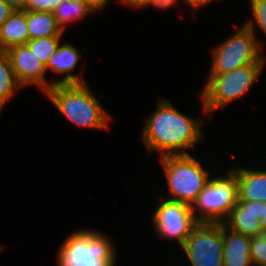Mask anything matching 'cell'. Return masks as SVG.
<instances>
[{
  "instance_id": "obj_10",
  "label": "cell",
  "mask_w": 266,
  "mask_h": 266,
  "mask_svg": "<svg viewBox=\"0 0 266 266\" xmlns=\"http://www.w3.org/2000/svg\"><path fill=\"white\" fill-rule=\"evenodd\" d=\"M5 52L10 58L17 81L23 88L36 85L46 93L54 85L45 79L46 65L26 44L11 47Z\"/></svg>"
},
{
  "instance_id": "obj_2",
  "label": "cell",
  "mask_w": 266,
  "mask_h": 266,
  "mask_svg": "<svg viewBox=\"0 0 266 266\" xmlns=\"http://www.w3.org/2000/svg\"><path fill=\"white\" fill-rule=\"evenodd\" d=\"M45 94L72 124L92 129H108L111 118L87 83L56 84Z\"/></svg>"
},
{
  "instance_id": "obj_7",
  "label": "cell",
  "mask_w": 266,
  "mask_h": 266,
  "mask_svg": "<svg viewBox=\"0 0 266 266\" xmlns=\"http://www.w3.org/2000/svg\"><path fill=\"white\" fill-rule=\"evenodd\" d=\"M226 175L212 176L192 204L191 210L198 223H223L237 204V177L230 170Z\"/></svg>"
},
{
  "instance_id": "obj_5",
  "label": "cell",
  "mask_w": 266,
  "mask_h": 266,
  "mask_svg": "<svg viewBox=\"0 0 266 266\" xmlns=\"http://www.w3.org/2000/svg\"><path fill=\"white\" fill-rule=\"evenodd\" d=\"M264 66L265 63H251L226 74H209L200 94L204 113H209L208 120L212 118L211 111L228 105L248 92L260 77Z\"/></svg>"
},
{
  "instance_id": "obj_26",
  "label": "cell",
  "mask_w": 266,
  "mask_h": 266,
  "mask_svg": "<svg viewBox=\"0 0 266 266\" xmlns=\"http://www.w3.org/2000/svg\"><path fill=\"white\" fill-rule=\"evenodd\" d=\"M183 1L187 3L190 7H192L194 10H196L197 8L199 9L201 6H204L214 0H183Z\"/></svg>"
},
{
  "instance_id": "obj_18",
  "label": "cell",
  "mask_w": 266,
  "mask_h": 266,
  "mask_svg": "<svg viewBox=\"0 0 266 266\" xmlns=\"http://www.w3.org/2000/svg\"><path fill=\"white\" fill-rule=\"evenodd\" d=\"M22 86L17 81L10 58L5 51H0V109L10 101L16 90Z\"/></svg>"
},
{
  "instance_id": "obj_8",
  "label": "cell",
  "mask_w": 266,
  "mask_h": 266,
  "mask_svg": "<svg viewBox=\"0 0 266 266\" xmlns=\"http://www.w3.org/2000/svg\"><path fill=\"white\" fill-rule=\"evenodd\" d=\"M181 248L192 266H223L222 223H198Z\"/></svg>"
},
{
  "instance_id": "obj_28",
  "label": "cell",
  "mask_w": 266,
  "mask_h": 266,
  "mask_svg": "<svg viewBox=\"0 0 266 266\" xmlns=\"http://www.w3.org/2000/svg\"><path fill=\"white\" fill-rule=\"evenodd\" d=\"M88 1L92 6H94L98 11L104 9L106 5H108L109 0H86Z\"/></svg>"
},
{
  "instance_id": "obj_19",
  "label": "cell",
  "mask_w": 266,
  "mask_h": 266,
  "mask_svg": "<svg viewBox=\"0 0 266 266\" xmlns=\"http://www.w3.org/2000/svg\"><path fill=\"white\" fill-rule=\"evenodd\" d=\"M62 36H49L29 40L26 45L43 62L47 64L50 56L60 45Z\"/></svg>"
},
{
  "instance_id": "obj_23",
  "label": "cell",
  "mask_w": 266,
  "mask_h": 266,
  "mask_svg": "<svg viewBox=\"0 0 266 266\" xmlns=\"http://www.w3.org/2000/svg\"><path fill=\"white\" fill-rule=\"evenodd\" d=\"M63 0H26L25 11H50L54 12L55 8Z\"/></svg>"
},
{
  "instance_id": "obj_17",
  "label": "cell",
  "mask_w": 266,
  "mask_h": 266,
  "mask_svg": "<svg viewBox=\"0 0 266 266\" xmlns=\"http://www.w3.org/2000/svg\"><path fill=\"white\" fill-rule=\"evenodd\" d=\"M98 10L86 0H63L54 10L57 25L65 32L67 23L82 20Z\"/></svg>"
},
{
  "instance_id": "obj_16",
  "label": "cell",
  "mask_w": 266,
  "mask_h": 266,
  "mask_svg": "<svg viewBox=\"0 0 266 266\" xmlns=\"http://www.w3.org/2000/svg\"><path fill=\"white\" fill-rule=\"evenodd\" d=\"M27 26L30 40L49 36H63L57 25L54 12L27 11Z\"/></svg>"
},
{
  "instance_id": "obj_21",
  "label": "cell",
  "mask_w": 266,
  "mask_h": 266,
  "mask_svg": "<svg viewBox=\"0 0 266 266\" xmlns=\"http://www.w3.org/2000/svg\"><path fill=\"white\" fill-rule=\"evenodd\" d=\"M250 10L254 16L256 26L266 35V1L264 0H249Z\"/></svg>"
},
{
  "instance_id": "obj_1",
  "label": "cell",
  "mask_w": 266,
  "mask_h": 266,
  "mask_svg": "<svg viewBox=\"0 0 266 266\" xmlns=\"http://www.w3.org/2000/svg\"><path fill=\"white\" fill-rule=\"evenodd\" d=\"M202 119L192 118L178 111L168 100L159 99L155 111L145 121L142 140L147 151L166 155L189 154L202 141Z\"/></svg>"
},
{
  "instance_id": "obj_4",
  "label": "cell",
  "mask_w": 266,
  "mask_h": 266,
  "mask_svg": "<svg viewBox=\"0 0 266 266\" xmlns=\"http://www.w3.org/2000/svg\"><path fill=\"white\" fill-rule=\"evenodd\" d=\"M160 162L171 194L165 199L192 206L211 179L209 170L191 154L162 156Z\"/></svg>"
},
{
  "instance_id": "obj_22",
  "label": "cell",
  "mask_w": 266,
  "mask_h": 266,
  "mask_svg": "<svg viewBox=\"0 0 266 266\" xmlns=\"http://www.w3.org/2000/svg\"><path fill=\"white\" fill-rule=\"evenodd\" d=\"M121 5H125L127 7L132 8H142L145 6L152 5L155 8H162L167 9L171 7L172 5L177 4V1L174 0H119Z\"/></svg>"
},
{
  "instance_id": "obj_12",
  "label": "cell",
  "mask_w": 266,
  "mask_h": 266,
  "mask_svg": "<svg viewBox=\"0 0 266 266\" xmlns=\"http://www.w3.org/2000/svg\"><path fill=\"white\" fill-rule=\"evenodd\" d=\"M81 57L82 54H80L79 50H77V48L72 44H60L58 49L50 56L46 64V70L51 69V71L56 74L65 73L66 75L59 81H52L53 84L86 83L81 73L79 75L72 74V72L74 73L77 63Z\"/></svg>"
},
{
  "instance_id": "obj_14",
  "label": "cell",
  "mask_w": 266,
  "mask_h": 266,
  "mask_svg": "<svg viewBox=\"0 0 266 266\" xmlns=\"http://www.w3.org/2000/svg\"><path fill=\"white\" fill-rule=\"evenodd\" d=\"M231 168L237 177L238 200L266 202V170Z\"/></svg>"
},
{
  "instance_id": "obj_24",
  "label": "cell",
  "mask_w": 266,
  "mask_h": 266,
  "mask_svg": "<svg viewBox=\"0 0 266 266\" xmlns=\"http://www.w3.org/2000/svg\"><path fill=\"white\" fill-rule=\"evenodd\" d=\"M15 10L3 0H0V27Z\"/></svg>"
},
{
  "instance_id": "obj_15",
  "label": "cell",
  "mask_w": 266,
  "mask_h": 266,
  "mask_svg": "<svg viewBox=\"0 0 266 266\" xmlns=\"http://www.w3.org/2000/svg\"><path fill=\"white\" fill-rule=\"evenodd\" d=\"M29 40L27 11L15 10L0 27V51L24 45Z\"/></svg>"
},
{
  "instance_id": "obj_27",
  "label": "cell",
  "mask_w": 266,
  "mask_h": 266,
  "mask_svg": "<svg viewBox=\"0 0 266 266\" xmlns=\"http://www.w3.org/2000/svg\"><path fill=\"white\" fill-rule=\"evenodd\" d=\"M260 222H261V227H262V233L266 234V202H262Z\"/></svg>"
},
{
  "instance_id": "obj_3",
  "label": "cell",
  "mask_w": 266,
  "mask_h": 266,
  "mask_svg": "<svg viewBox=\"0 0 266 266\" xmlns=\"http://www.w3.org/2000/svg\"><path fill=\"white\" fill-rule=\"evenodd\" d=\"M58 250L57 266H116L113 242L94 230L75 231Z\"/></svg>"
},
{
  "instance_id": "obj_9",
  "label": "cell",
  "mask_w": 266,
  "mask_h": 266,
  "mask_svg": "<svg viewBox=\"0 0 266 266\" xmlns=\"http://www.w3.org/2000/svg\"><path fill=\"white\" fill-rule=\"evenodd\" d=\"M152 217L153 228L160 238L175 239L180 246L198 224L190 205L167 199L158 204Z\"/></svg>"
},
{
  "instance_id": "obj_13",
  "label": "cell",
  "mask_w": 266,
  "mask_h": 266,
  "mask_svg": "<svg viewBox=\"0 0 266 266\" xmlns=\"http://www.w3.org/2000/svg\"><path fill=\"white\" fill-rule=\"evenodd\" d=\"M223 266H253L250 237L232 231L222 223Z\"/></svg>"
},
{
  "instance_id": "obj_11",
  "label": "cell",
  "mask_w": 266,
  "mask_h": 266,
  "mask_svg": "<svg viewBox=\"0 0 266 266\" xmlns=\"http://www.w3.org/2000/svg\"><path fill=\"white\" fill-rule=\"evenodd\" d=\"M262 201L238 200L223 224L248 237L262 235Z\"/></svg>"
},
{
  "instance_id": "obj_20",
  "label": "cell",
  "mask_w": 266,
  "mask_h": 266,
  "mask_svg": "<svg viewBox=\"0 0 266 266\" xmlns=\"http://www.w3.org/2000/svg\"><path fill=\"white\" fill-rule=\"evenodd\" d=\"M250 257L253 266H266V234L250 237Z\"/></svg>"
},
{
  "instance_id": "obj_25",
  "label": "cell",
  "mask_w": 266,
  "mask_h": 266,
  "mask_svg": "<svg viewBox=\"0 0 266 266\" xmlns=\"http://www.w3.org/2000/svg\"><path fill=\"white\" fill-rule=\"evenodd\" d=\"M14 10H25L26 0H3Z\"/></svg>"
},
{
  "instance_id": "obj_6",
  "label": "cell",
  "mask_w": 266,
  "mask_h": 266,
  "mask_svg": "<svg viewBox=\"0 0 266 266\" xmlns=\"http://www.w3.org/2000/svg\"><path fill=\"white\" fill-rule=\"evenodd\" d=\"M255 27L251 20L246 21L232 36L213 48L209 74H226L247 64L265 63V57L261 55L262 43L256 39Z\"/></svg>"
}]
</instances>
